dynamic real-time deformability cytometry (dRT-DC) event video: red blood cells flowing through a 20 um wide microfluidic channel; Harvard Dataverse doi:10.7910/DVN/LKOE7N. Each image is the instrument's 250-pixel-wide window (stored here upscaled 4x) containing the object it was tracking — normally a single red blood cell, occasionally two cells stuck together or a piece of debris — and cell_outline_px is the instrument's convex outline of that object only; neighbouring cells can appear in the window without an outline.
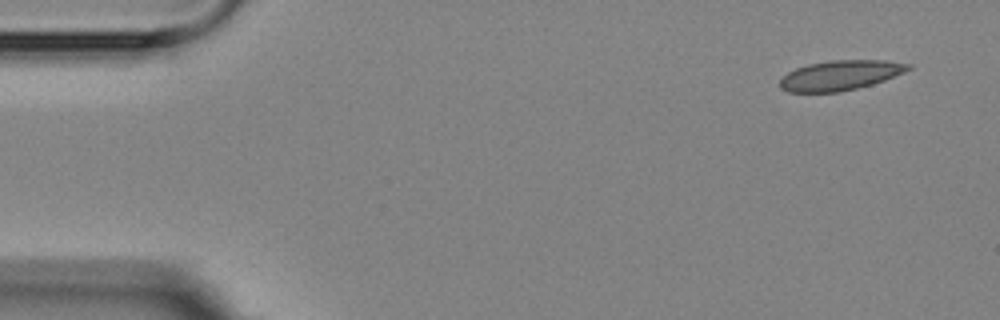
{"species": "Egyptian fruit bat (a non-hibernating species)", "species_latin": "Rousettus aegyptiacus", "temperature_condition": "room temperature", "stored_images_in_passage": 4, "segment_of_instrument_passage": [1, 2], "camera_frame_rate_fps": 3000, "um_per_image_px": 0.085, "animal": {"sex": "female"}, "frame": {"image": 1, "passage_image": 1, "time_ms": 0.0, "image_size_px": [1000, 320], "cell_outline_px": [[912, 68], [904, 72], [884, 80], [872, 84], [840, 92], [788, 92], [780, 88], [780, 80], [788, 72], [796, 68], [808, 64], [832, 60], [884, 60], [912, 64]], "centroid_in_image_um": [71.42, 6.4], "position_along_channel_um": 13.6, "area_um2": 22.25}}